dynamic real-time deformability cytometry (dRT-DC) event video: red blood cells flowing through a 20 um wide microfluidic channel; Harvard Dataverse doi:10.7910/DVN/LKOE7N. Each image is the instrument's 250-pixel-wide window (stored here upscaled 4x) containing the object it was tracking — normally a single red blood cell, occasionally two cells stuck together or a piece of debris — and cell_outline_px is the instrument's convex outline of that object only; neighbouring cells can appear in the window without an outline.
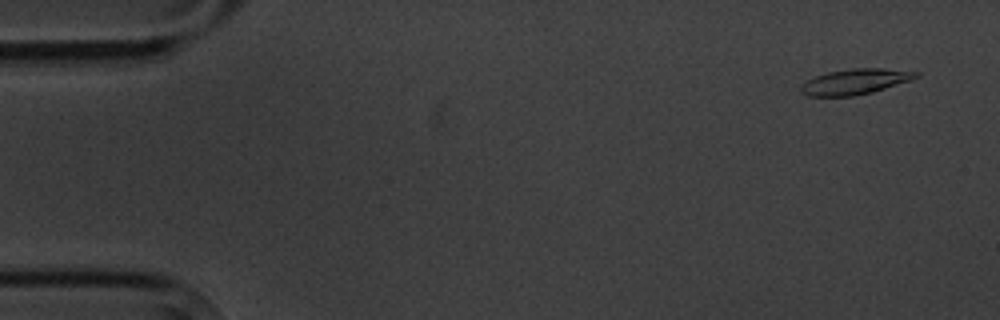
{"species": "common noctule bat (a hibernating species)", "species_latin": "Nyctalus noctula", "temperature_condition": "cold", "stored_images_in_passage": 9, "camera_frame_rate_fps": 3000, "um_per_image_px": 0.085, "animal": {"sex": "male", "body_mass_g": 20.1, "forearm_length_mm": 53.5}, "frame": {"image": 1, "passage_image": 1, "time_ms": 0.0, "image_size_px": [1000, 320], "cell_outline_px": [[920, 76], [872, 92], [852, 96], [808, 96], [800, 92], [800, 88], [808, 80], [816, 76], [828, 72], [852, 68], [884, 68], [920, 72]], "centroid_in_image_um": [72.68, 6.93], "position_along_channel_um": 12.3, "area_um2": 16.82}}
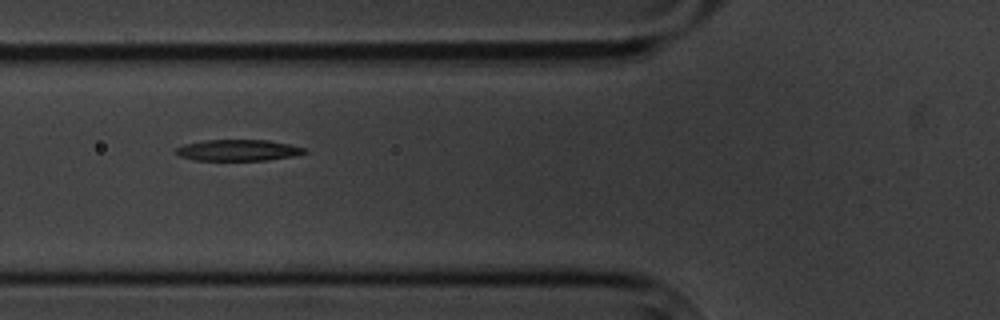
{"frame": {"image": 2, "passage_image": 6, "time_ms": 6.0, "image_size_px": [1000, 320], "cell_outline_px": [[308, 152], [292, 156], [268, 160], [196, 160], [180, 156], [176, 152], [176, 148], [184, 144], [204, 140], [268, 140], [288, 144], [304, 148]], "centroid_in_image_um": [20.23, 12.76], "position_along_channel_um": 105.6, "area_um2": 15.72}}
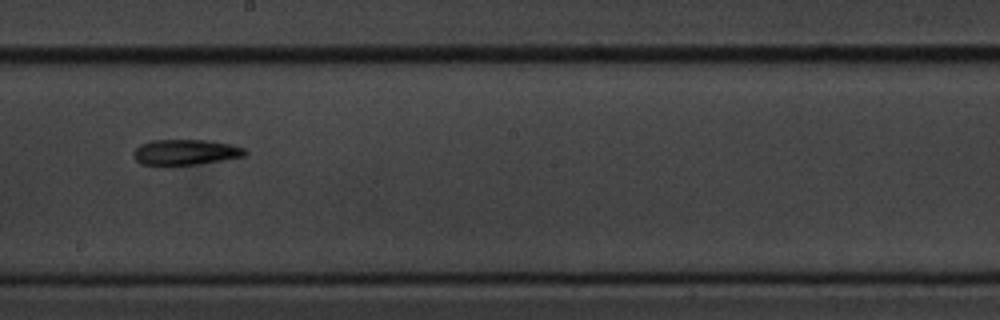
{"frame": {"image": 3, "passage_image": 9, "time_ms": 9.667, "image_size_px": [1000, 320], "cell_outline_px": [[248, 152], [244, 156], [196, 164], [140, 164], [132, 156], [132, 152], [140, 144], [152, 140], [208, 140], [232, 144], [244, 148]], "centroid_in_image_um": [15.76, 12.91], "position_along_channel_um": 232.4, "area_um2": 16.42}}